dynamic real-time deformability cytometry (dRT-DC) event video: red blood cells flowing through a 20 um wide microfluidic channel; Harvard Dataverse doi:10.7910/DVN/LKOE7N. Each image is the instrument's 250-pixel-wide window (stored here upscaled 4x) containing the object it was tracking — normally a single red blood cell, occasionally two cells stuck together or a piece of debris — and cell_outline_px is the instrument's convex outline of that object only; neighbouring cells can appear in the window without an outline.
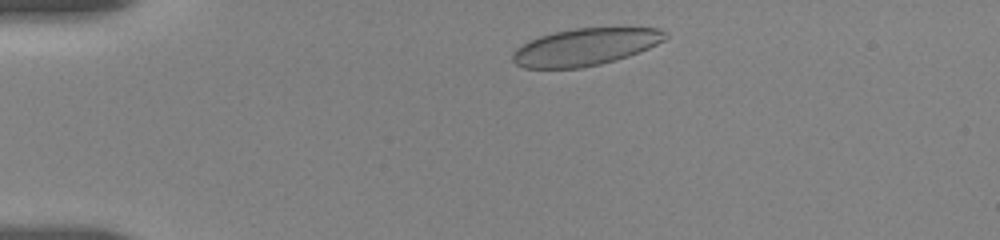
{"species": "human", "species_latin": "Homo sapiens", "temperature_condition": "room temperature", "stored_images_in_passage": 20, "camera_frame_rate_fps": 3000, "um_per_image_px": 0.085, "donor": {"sex": "female"}, "frame": {"image": 1, "passage_image": 5, "time_ms": 1.0, "image_size_px": [1000, 240], "cell_outline_px": [[668, 36], [664, 40], [640, 52], [616, 60], [600, 64], [580, 68], [524, 68], [516, 64], [512, 60], [512, 52], [516, 48], [528, 40], [540, 36], [572, 28], [660, 28], [668, 32]], "centroid_in_image_um": [49.74, 3.99], "position_along_channel_um": 35.3, "area_um2": 33.12}}
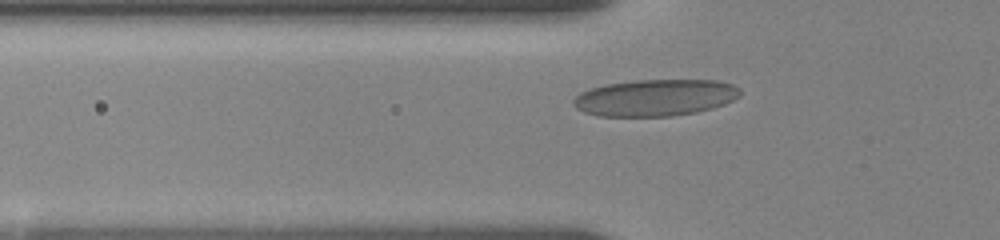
{"frame": {"image": 2, "passage_image": 15, "time_ms": 3.333, "image_size_px": [1000, 240], "cell_outline_px": [[740, 96], [724, 104], [712, 108], [696, 112], [672, 116], [596, 116], [584, 112], [576, 108], [572, 104], [572, 100], [580, 92], [592, 88], [608, 84], [636, 80], [716, 80], [732, 84], [740, 88]], "centroid_in_image_um": [55.68, 8.3], "position_along_channel_um": 70.1, "area_um2": 35.66}}
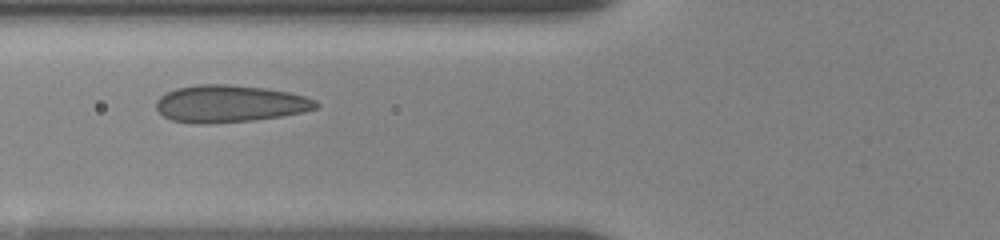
{"frame": {"image": 3, "passage_image": 19, "time_ms": 4.333, "image_size_px": [1000, 240], "cell_outline_px": [[320, 104], [316, 108], [284, 116], [252, 120], [208, 124], [192, 124], [172, 120], [164, 116], [156, 108], [156, 100], [160, 96], [176, 88], [200, 84], [232, 84], [264, 88], [288, 92], [304, 96], [316, 100]], "centroid_in_image_um": [19.51, 8.82], "position_along_channel_um": 106.3, "area_um2": 34.68}}